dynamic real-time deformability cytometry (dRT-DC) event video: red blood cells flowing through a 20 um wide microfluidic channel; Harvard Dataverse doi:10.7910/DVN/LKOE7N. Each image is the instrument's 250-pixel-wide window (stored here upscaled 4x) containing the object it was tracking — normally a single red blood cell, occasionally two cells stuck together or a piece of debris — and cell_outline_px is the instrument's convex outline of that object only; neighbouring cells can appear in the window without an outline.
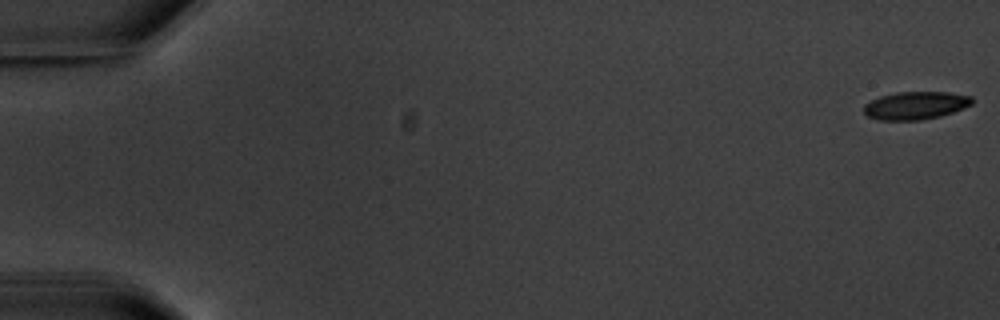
{"species": "common noctule bat (a hibernating species)", "species_latin": "Nyctalus noctula", "temperature_condition": "warm", "stored_images_in_passage": 5, "camera_frame_rate_fps": 3000, "um_per_image_px": 0.085, "animal": {"sex": "male", "body_mass_g": 20.1, "forearm_length_mm": 53.5}, "frame": {"image": 1, "passage_image": 1, "time_ms": 0.0, "image_size_px": [1000, 320], "cell_outline_px": [[972, 104], [964, 108], [940, 116], [920, 120], [880, 120], [868, 116], [864, 112], [864, 104], [880, 96], [896, 92], [948, 92], [972, 96]], "centroid_in_image_um": [77.82, 8.96], "position_along_channel_um": 7.2, "area_um2": 17.51}}
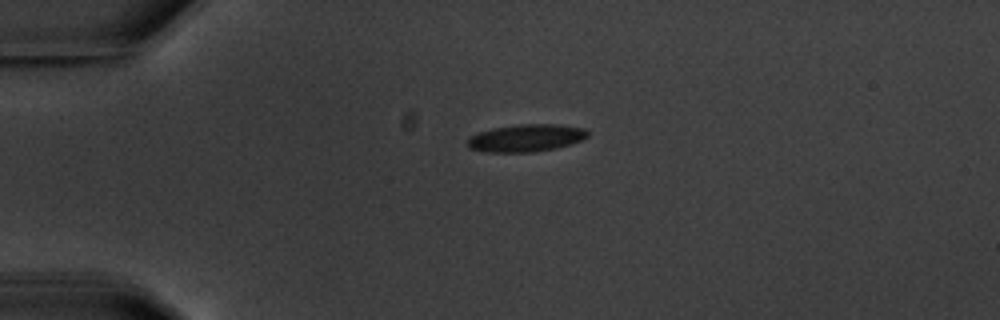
{"frame": {"image": 2, "passage_image": 4, "time_ms": 4.667, "image_size_px": [1000, 320], "cell_outline_px": [[588, 136], [580, 140], [556, 148], [532, 152], [484, 152], [468, 148], [468, 140], [472, 136], [480, 132], [492, 128], [520, 124], [556, 124], [584, 128], [588, 132]], "centroid_in_image_um": [44.7, 11.73], "position_along_channel_um": 40.3, "area_um2": 19.02}}